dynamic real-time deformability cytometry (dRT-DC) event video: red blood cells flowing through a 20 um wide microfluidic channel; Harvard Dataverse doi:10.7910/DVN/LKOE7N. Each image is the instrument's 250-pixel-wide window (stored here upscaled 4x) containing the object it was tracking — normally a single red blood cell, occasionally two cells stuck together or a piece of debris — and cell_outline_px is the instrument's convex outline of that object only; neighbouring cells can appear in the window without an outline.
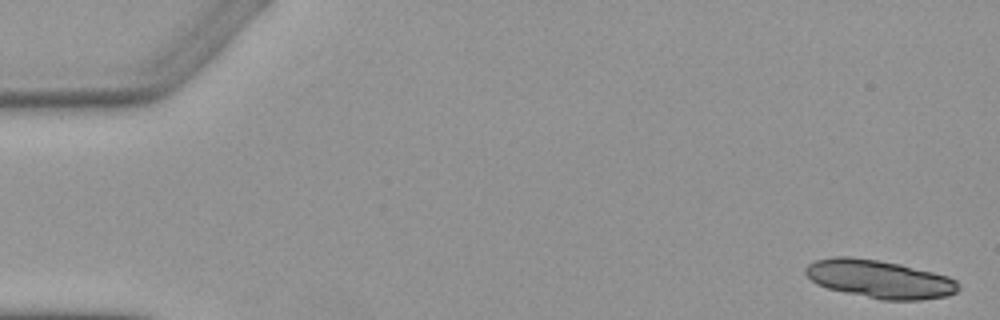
{"species": "Egyptian fruit bat (a non-hibernating species)", "species_latin": "Rousettus aegyptiacus", "temperature_condition": "warm", "stored_images_in_passage": 4, "camera_frame_rate_fps": 3000, "um_per_image_px": 0.085, "animal": {"sex": "female"}, "frame": {"image": 1, "passage_image": 1, "time_ms": 0.0, "image_size_px": [1000, 320], "cell_outline_px": [[960, 288], [956, 292], [948, 296], [920, 300], [884, 300], [828, 288], [816, 284], [804, 272], [804, 268], [808, 264], [816, 260], [832, 256], [848, 256], [880, 260], [900, 264], [948, 276], [956, 280], [960, 284]], "centroid_in_image_um": [74.77, 23.71], "position_along_channel_um": 10.2, "area_um2": 33.93}}